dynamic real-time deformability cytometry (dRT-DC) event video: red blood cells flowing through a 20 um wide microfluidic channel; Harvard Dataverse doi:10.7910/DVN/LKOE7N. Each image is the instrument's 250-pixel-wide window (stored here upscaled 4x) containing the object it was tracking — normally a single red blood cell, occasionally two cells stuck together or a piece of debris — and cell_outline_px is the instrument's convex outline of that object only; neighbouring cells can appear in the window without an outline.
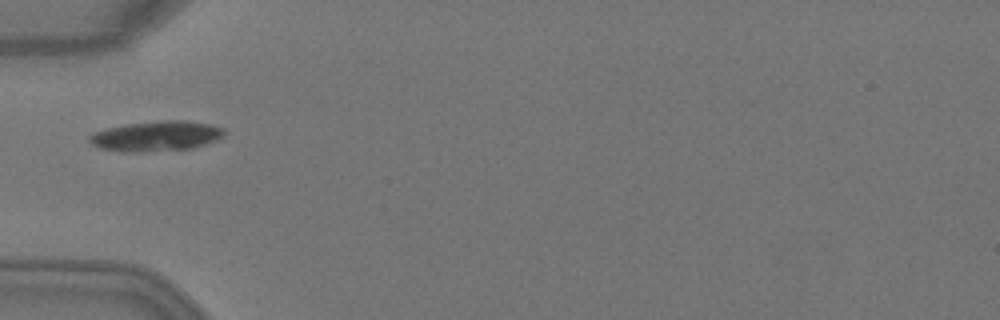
{"species": "Egyptian fruit bat (a non-hibernating species)", "species_latin": "Rousettus aegyptiacus", "temperature_condition": "warm", "stored_images_in_passage": 4, "camera_frame_rate_fps": 3000, "um_per_image_px": 0.085, "animal": {"sex": "female"}, "frame": {"image": 1, "passage_image": 3, "time_ms": 0.667, "image_size_px": [1000, 320], "cell_outline_px": [[224, 132], [216, 140], [192, 148], [136, 152], [124, 152], [100, 148], [92, 144], [88, 140], [88, 136], [92, 132], [124, 124], [164, 120], [184, 120], [212, 124], [224, 128]], "centroid_in_image_um": [13.24, 11.55], "position_along_channel_um": 71.8, "area_um2": 23.58}}